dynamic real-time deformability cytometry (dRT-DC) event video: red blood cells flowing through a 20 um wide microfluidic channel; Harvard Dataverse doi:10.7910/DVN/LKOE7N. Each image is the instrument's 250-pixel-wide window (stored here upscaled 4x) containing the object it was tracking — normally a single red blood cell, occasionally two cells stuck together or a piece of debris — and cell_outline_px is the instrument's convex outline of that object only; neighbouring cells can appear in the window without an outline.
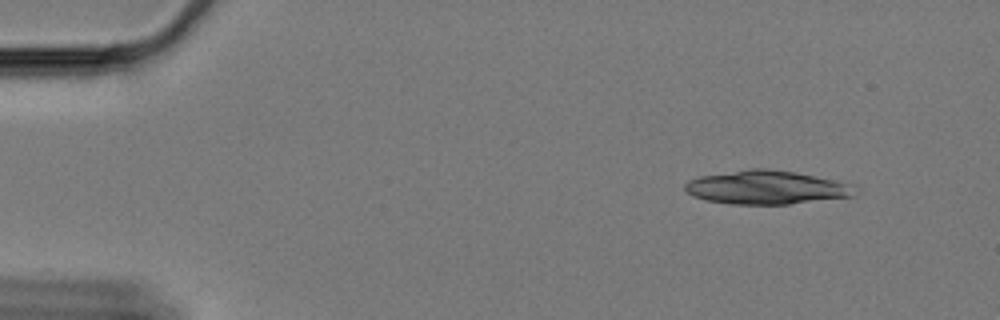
{"species": "Egyptian fruit bat (a non-hibernating species)", "species_latin": "Rousettus aegyptiacus", "temperature_condition": "cold", "stored_images_in_passage": 13, "camera_frame_rate_fps": 3000, "um_per_image_px": 0.085, "animal": {"sex": "female"}, "frame": {"image": 1, "passage_image": 1, "time_ms": 0.0, "image_size_px": [1000, 320], "cell_outline_px": [[852, 196], [788, 204], [732, 204], [708, 200], [692, 196], [684, 188], [684, 184], [688, 180], [700, 176], [752, 168], [768, 168], [796, 172], [844, 184]], "centroid_in_image_um": [64.94, 15.93], "position_along_channel_um": 20.1, "area_um2": 32.19}}